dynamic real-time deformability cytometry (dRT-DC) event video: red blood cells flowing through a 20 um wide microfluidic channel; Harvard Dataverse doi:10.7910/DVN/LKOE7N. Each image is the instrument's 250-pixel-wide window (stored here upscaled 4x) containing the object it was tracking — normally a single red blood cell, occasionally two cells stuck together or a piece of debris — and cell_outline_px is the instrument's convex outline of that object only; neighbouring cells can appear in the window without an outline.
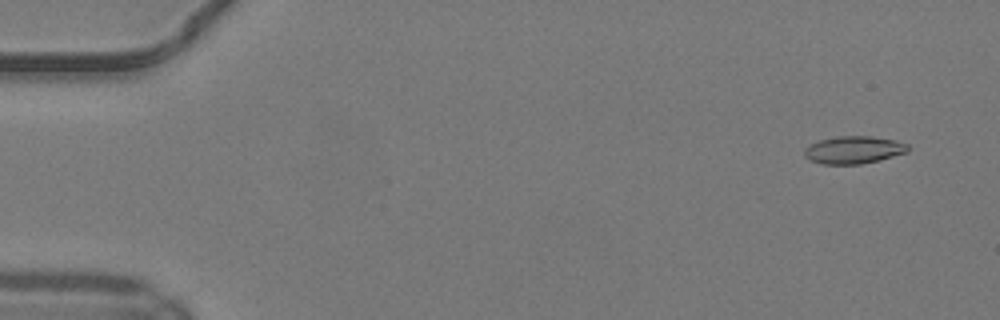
{"species": "common noctule bat (a hibernating species)", "species_latin": "Nyctalus noctula", "temperature_condition": "warm", "stored_images_in_passage": 10, "camera_frame_rate_fps": 3000, "um_per_image_px": 0.085, "animal": {"sex": "male", "body_mass_g": 19.2, "forearm_length_mm": 51.8}, "frame": {"image": 1, "passage_image": 4, "time_ms": 1.0, "image_size_px": [1000, 320], "cell_outline_px": [[908, 152], [880, 160], [860, 164], [820, 164], [808, 160], [804, 156], [804, 148], [820, 140], [836, 136], [872, 136], [896, 140], [908, 144]], "centroid_in_image_um": [72.56, 12.74], "position_along_channel_um": 12.4, "area_um2": 16.76}}